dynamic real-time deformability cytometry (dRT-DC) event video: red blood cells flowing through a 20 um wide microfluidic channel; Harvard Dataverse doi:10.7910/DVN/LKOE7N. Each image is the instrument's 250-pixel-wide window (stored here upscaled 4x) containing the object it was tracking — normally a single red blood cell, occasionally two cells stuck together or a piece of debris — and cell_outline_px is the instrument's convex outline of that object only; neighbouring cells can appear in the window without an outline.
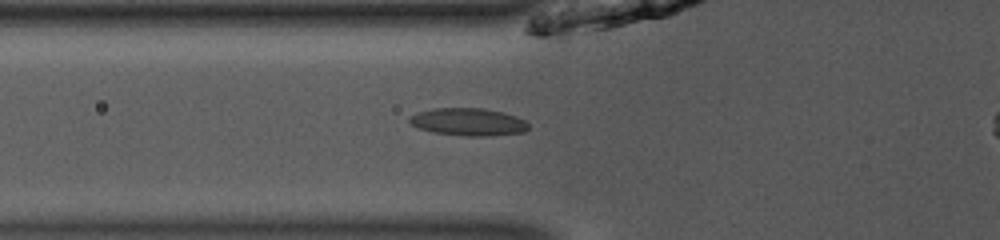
{"species": "common noctule bat (a hibernating species)", "species_latin": "Nyctalus noctula", "temperature_condition": "room temperature", "stored_images_in_passage": 48, "camera_frame_rate_fps": 3000, "um_per_image_px": 0.085, "animal": {"sex": "male", "body_mass_g": 13.0, "forearm_length_mm": 53.1}, "frame": {"image": 1, "passage_image": 20, "time_ms": 6.333, "image_size_px": [1000, 240], "cell_outline_px": [[528, 128], [524, 132], [488, 136], [468, 136], [432, 132], [416, 128], [408, 120], [408, 116], [432, 108], [484, 108], [504, 112], [516, 116], [524, 120], [528, 124]], "centroid_in_image_um": [39.79, 10.36], "position_along_channel_um": 86.0, "area_um2": 19.19}}
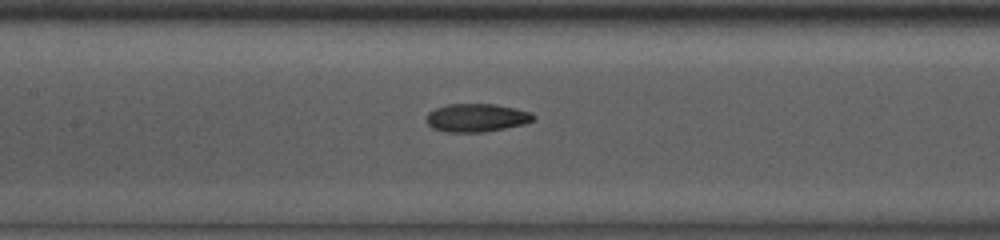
{"frame": {"image": 2, "passage_image": 26, "time_ms": 8.333, "image_size_px": [1000, 240], "cell_outline_px": [[536, 116], [532, 120], [524, 124], [484, 132], [448, 132], [432, 128], [428, 124], [428, 112], [436, 108], [448, 104], [496, 104], [516, 108], [528, 112]], "centroid_in_image_um": [40.51, 10.0], "position_along_channel_um": 166.9, "area_um2": 17.4}}
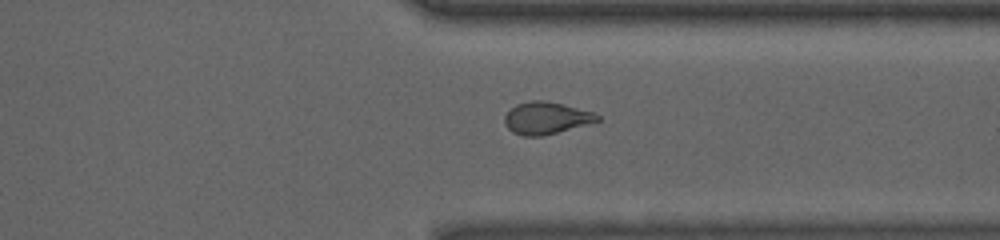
{"frame": {"image": 3, "passage_image": 41, "time_ms": 13.333, "image_size_px": [1000, 240], "cell_outline_px": [[600, 120], [556, 132], [540, 136], [524, 136], [512, 132], [504, 124], [504, 116], [516, 104], [532, 100], [544, 100], [592, 112], [600, 116]], "centroid_in_image_um": [46.36, 10.03], "position_along_channel_um": 365.0, "area_um2": 16.94}}